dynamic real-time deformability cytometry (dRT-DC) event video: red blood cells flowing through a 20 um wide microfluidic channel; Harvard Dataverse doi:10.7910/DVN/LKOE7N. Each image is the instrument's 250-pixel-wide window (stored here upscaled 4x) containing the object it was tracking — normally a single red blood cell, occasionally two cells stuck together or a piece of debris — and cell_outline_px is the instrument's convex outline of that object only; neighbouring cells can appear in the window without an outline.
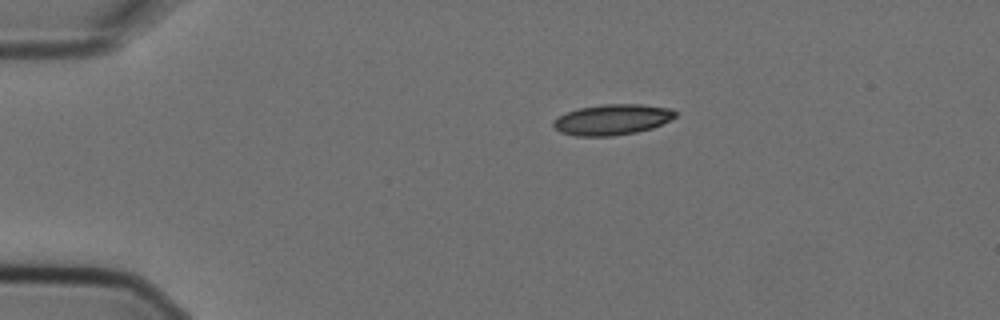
{"species": "Egyptian fruit bat (a non-hibernating species)", "species_latin": "Rousettus aegyptiacus", "temperature_condition": "cold", "stored_images_in_passage": 7, "camera_frame_rate_fps": 3000, "um_per_image_px": 0.085, "animal": {"sex": "female"}, "frame": {"image": 1, "passage_image": 1, "time_ms": 0.0, "image_size_px": [1000, 320], "cell_outline_px": [[676, 116], [652, 128], [636, 132], [612, 136], [576, 136], [560, 132], [552, 124], [552, 120], [568, 112], [580, 108], [604, 104], [640, 104], [672, 108], [676, 112]], "centroid_in_image_um": [52.03, 10.16], "position_along_channel_um": 33.0, "area_um2": 21.62}}
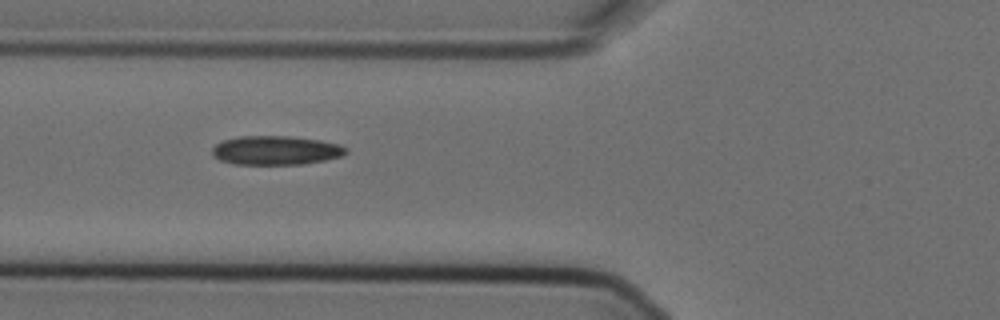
{"frame": {"image": 2, "passage_image": 4, "time_ms": 1.0, "image_size_px": [1000, 320], "cell_outline_px": [[348, 152], [344, 156], [304, 164], [232, 164], [220, 160], [212, 156], [212, 148], [216, 144], [224, 140], [240, 136], [288, 136], [320, 140], [340, 144], [348, 148]], "centroid_in_image_um": [23.47, 12.78], "position_along_channel_um": 102.3, "area_um2": 22.77}}
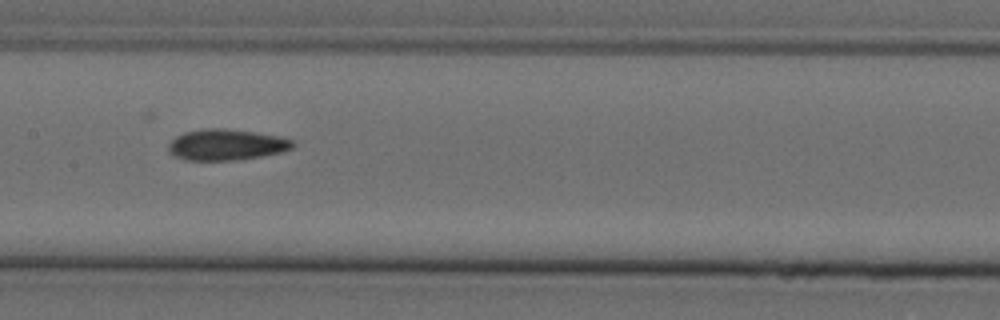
{"frame": {"image": 3, "passage_image": 6, "time_ms": 1.667, "image_size_px": [1000, 320], "cell_outline_px": [[296, 144], [292, 148], [284, 152], [236, 160], [184, 160], [168, 152], [168, 144], [176, 136], [184, 132], [208, 128], [224, 128], [256, 132], [280, 136], [296, 140]], "centroid_in_image_um": [19.28, 12.29], "position_along_channel_um": 188.1, "area_um2": 22.72}}